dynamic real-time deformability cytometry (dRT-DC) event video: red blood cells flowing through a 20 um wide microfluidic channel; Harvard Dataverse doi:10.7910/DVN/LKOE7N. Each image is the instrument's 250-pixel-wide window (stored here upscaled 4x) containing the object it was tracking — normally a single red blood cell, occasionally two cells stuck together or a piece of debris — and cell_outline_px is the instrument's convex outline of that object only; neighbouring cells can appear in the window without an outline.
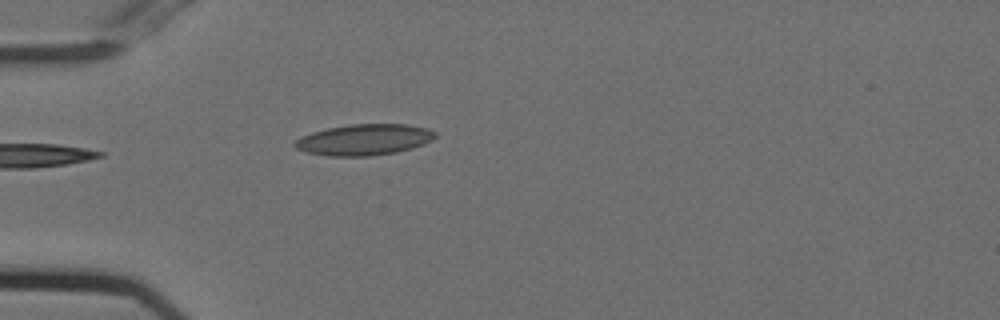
{"species": "Egyptian fruit bat (a non-hibernating species)", "species_latin": "Rousettus aegyptiacus", "temperature_condition": "cold", "stored_images_in_passage": 23, "camera_frame_rate_fps": 3000, "um_per_image_px": 0.085, "animal": {"sex": "female"}, "frame": {"image": 1, "passage_image": 1, "time_ms": 0.0, "image_size_px": [1000, 320], "cell_outline_px": [[436, 136], [432, 140], [424, 144], [412, 148], [396, 152], [368, 156], [328, 156], [304, 152], [296, 148], [292, 144], [300, 136], [312, 132], [328, 128], [348, 124], [408, 124], [428, 128], [436, 132]], "centroid_in_image_um": [30.94, 11.87], "position_along_channel_um": 54.1, "area_um2": 25.61}}